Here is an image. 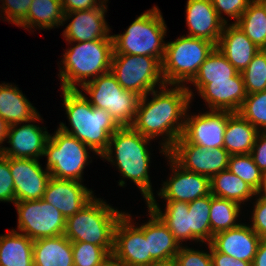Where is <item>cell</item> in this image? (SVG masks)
<instances>
[{
    "label": "cell",
    "mask_w": 266,
    "mask_h": 266,
    "mask_svg": "<svg viewBox=\"0 0 266 266\" xmlns=\"http://www.w3.org/2000/svg\"><path fill=\"white\" fill-rule=\"evenodd\" d=\"M166 86L159 87V92L152 90L140 97L132 124L144 137L155 139L156 136H166L160 151L165 156L183 133L185 115L193 98V92L185 85ZM149 94L153 95V99L148 102Z\"/></svg>",
    "instance_id": "1"
},
{
    "label": "cell",
    "mask_w": 266,
    "mask_h": 266,
    "mask_svg": "<svg viewBox=\"0 0 266 266\" xmlns=\"http://www.w3.org/2000/svg\"><path fill=\"white\" fill-rule=\"evenodd\" d=\"M62 95L71 130L63 122L58 128L76 137L101 157L108 148L110 136L120 126L106 110L93 107L79 89H62Z\"/></svg>",
    "instance_id": "2"
},
{
    "label": "cell",
    "mask_w": 266,
    "mask_h": 266,
    "mask_svg": "<svg viewBox=\"0 0 266 266\" xmlns=\"http://www.w3.org/2000/svg\"><path fill=\"white\" fill-rule=\"evenodd\" d=\"M152 140L144 137L132 126L120 127L110 136L107 150L101 156L117 166L123 178L133 181L142 192L146 203L154 197L149 177L150 151L148 142ZM114 147V148H113ZM114 149L115 159L112 155Z\"/></svg>",
    "instance_id": "3"
},
{
    "label": "cell",
    "mask_w": 266,
    "mask_h": 266,
    "mask_svg": "<svg viewBox=\"0 0 266 266\" xmlns=\"http://www.w3.org/2000/svg\"><path fill=\"white\" fill-rule=\"evenodd\" d=\"M76 43L65 51L61 61L64 66L59 69L58 75L61 89L64 90H78L76 85L82 87L111 70L113 40L99 39Z\"/></svg>",
    "instance_id": "4"
},
{
    "label": "cell",
    "mask_w": 266,
    "mask_h": 266,
    "mask_svg": "<svg viewBox=\"0 0 266 266\" xmlns=\"http://www.w3.org/2000/svg\"><path fill=\"white\" fill-rule=\"evenodd\" d=\"M99 199L93 197L77 213L66 219L64 235L71 242L102 246L112 254L115 226L125 212H119Z\"/></svg>",
    "instance_id": "5"
},
{
    "label": "cell",
    "mask_w": 266,
    "mask_h": 266,
    "mask_svg": "<svg viewBox=\"0 0 266 266\" xmlns=\"http://www.w3.org/2000/svg\"><path fill=\"white\" fill-rule=\"evenodd\" d=\"M167 27L160 9L153 6L138 16L123 34H114L113 54L152 56L162 62Z\"/></svg>",
    "instance_id": "6"
},
{
    "label": "cell",
    "mask_w": 266,
    "mask_h": 266,
    "mask_svg": "<svg viewBox=\"0 0 266 266\" xmlns=\"http://www.w3.org/2000/svg\"><path fill=\"white\" fill-rule=\"evenodd\" d=\"M215 47L216 45L208 40L187 35L167 42L161 62L165 84L174 87L185 85V82L190 83Z\"/></svg>",
    "instance_id": "7"
},
{
    "label": "cell",
    "mask_w": 266,
    "mask_h": 266,
    "mask_svg": "<svg viewBox=\"0 0 266 266\" xmlns=\"http://www.w3.org/2000/svg\"><path fill=\"white\" fill-rule=\"evenodd\" d=\"M80 92L86 91L93 107L106 110L120 127L132 126L140 96L125 90L109 71L84 84Z\"/></svg>",
    "instance_id": "8"
},
{
    "label": "cell",
    "mask_w": 266,
    "mask_h": 266,
    "mask_svg": "<svg viewBox=\"0 0 266 266\" xmlns=\"http://www.w3.org/2000/svg\"><path fill=\"white\" fill-rule=\"evenodd\" d=\"M76 137L59 128L54 135H49L44 155L47 157L46 169L56 179L77 180L82 182V173L88 165L89 152L92 150Z\"/></svg>",
    "instance_id": "9"
},
{
    "label": "cell",
    "mask_w": 266,
    "mask_h": 266,
    "mask_svg": "<svg viewBox=\"0 0 266 266\" xmlns=\"http://www.w3.org/2000/svg\"><path fill=\"white\" fill-rule=\"evenodd\" d=\"M110 71L123 89L140 97L165 85L161 62L152 56L113 54Z\"/></svg>",
    "instance_id": "10"
},
{
    "label": "cell",
    "mask_w": 266,
    "mask_h": 266,
    "mask_svg": "<svg viewBox=\"0 0 266 266\" xmlns=\"http://www.w3.org/2000/svg\"><path fill=\"white\" fill-rule=\"evenodd\" d=\"M18 214V231L33 241L64 235L66 218L42 198L15 202Z\"/></svg>",
    "instance_id": "11"
},
{
    "label": "cell",
    "mask_w": 266,
    "mask_h": 266,
    "mask_svg": "<svg viewBox=\"0 0 266 266\" xmlns=\"http://www.w3.org/2000/svg\"><path fill=\"white\" fill-rule=\"evenodd\" d=\"M168 154L184 169L211 178L228 169L230 154L224 147L208 149L187 142L182 136Z\"/></svg>",
    "instance_id": "12"
},
{
    "label": "cell",
    "mask_w": 266,
    "mask_h": 266,
    "mask_svg": "<svg viewBox=\"0 0 266 266\" xmlns=\"http://www.w3.org/2000/svg\"><path fill=\"white\" fill-rule=\"evenodd\" d=\"M131 215L124 213L114 230L113 255L125 266H160L148 254L144 232L132 224Z\"/></svg>",
    "instance_id": "13"
},
{
    "label": "cell",
    "mask_w": 266,
    "mask_h": 266,
    "mask_svg": "<svg viewBox=\"0 0 266 266\" xmlns=\"http://www.w3.org/2000/svg\"><path fill=\"white\" fill-rule=\"evenodd\" d=\"M228 110H210L198 115L186 112L182 137L189 143L213 149L224 147V134L228 117L232 114ZM188 114V115H187Z\"/></svg>",
    "instance_id": "14"
},
{
    "label": "cell",
    "mask_w": 266,
    "mask_h": 266,
    "mask_svg": "<svg viewBox=\"0 0 266 266\" xmlns=\"http://www.w3.org/2000/svg\"><path fill=\"white\" fill-rule=\"evenodd\" d=\"M172 174L169 181L163 182L158 196L167 201L192 202L210 194V178L188 171L181 167L168 153Z\"/></svg>",
    "instance_id": "15"
},
{
    "label": "cell",
    "mask_w": 266,
    "mask_h": 266,
    "mask_svg": "<svg viewBox=\"0 0 266 266\" xmlns=\"http://www.w3.org/2000/svg\"><path fill=\"white\" fill-rule=\"evenodd\" d=\"M9 168L13 177L16 202L39 200L43 197L51 178L50 172L33 158H10Z\"/></svg>",
    "instance_id": "16"
},
{
    "label": "cell",
    "mask_w": 266,
    "mask_h": 266,
    "mask_svg": "<svg viewBox=\"0 0 266 266\" xmlns=\"http://www.w3.org/2000/svg\"><path fill=\"white\" fill-rule=\"evenodd\" d=\"M107 2L102 6L82 11L65 13L63 24L71 19L63 31V36L69 44L73 42H86L93 40H113L109 35L110 28L105 20Z\"/></svg>",
    "instance_id": "17"
},
{
    "label": "cell",
    "mask_w": 266,
    "mask_h": 266,
    "mask_svg": "<svg viewBox=\"0 0 266 266\" xmlns=\"http://www.w3.org/2000/svg\"><path fill=\"white\" fill-rule=\"evenodd\" d=\"M93 197V191L87 189L80 181L51 177L42 199L58 209L67 219Z\"/></svg>",
    "instance_id": "18"
},
{
    "label": "cell",
    "mask_w": 266,
    "mask_h": 266,
    "mask_svg": "<svg viewBox=\"0 0 266 266\" xmlns=\"http://www.w3.org/2000/svg\"><path fill=\"white\" fill-rule=\"evenodd\" d=\"M19 123L12 124L9 127L7 143L11 147H4L2 155L10 158H33L39 160L44 155L45 145L49 139V133L39 125Z\"/></svg>",
    "instance_id": "19"
},
{
    "label": "cell",
    "mask_w": 266,
    "mask_h": 266,
    "mask_svg": "<svg viewBox=\"0 0 266 266\" xmlns=\"http://www.w3.org/2000/svg\"><path fill=\"white\" fill-rule=\"evenodd\" d=\"M261 240L249 225L243 223L215 234L210 244L220 253L253 263Z\"/></svg>",
    "instance_id": "20"
},
{
    "label": "cell",
    "mask_w": 266,
    "mask_h": 266,
    "mask_svg": "<svg viewBox=\"0 0 266 266\" xmlns=\"http://www.w3.org/2000/svg\"><path fill=\"white\" fill-rule=\"evenodd\" d=\"M186 22L187 36L208 40L216 46L226 24L217 15L211 0H187Z\"/></svg>",
    "instance_id": "21"
},
{
    "label": "cell",
    "mask_w": 266,
    "mask_h": 266,
    "mask_svg": "<svg viewBox=\"0 0 266 266\" xmlns=\"http://www.w3.org/2000/svg\"><path fill=\"white\" fill-rule=\"evenodd\" d=\"M199 95L207 102L209 110L238 112L247 96L241 72L230 80H212L205 84Z\"/></svg>",
    "instance_id": "22"
},
{
    "label": "cell",
    "mask_w": 266,
    "mask_h": 266,
    "mask_svg": "<svg viewBox=\"0 0 266 266\" xmlns=\"http://www.w3.org/2000/svg\"><path fill=\"white\" fill-rule=\"evenodd\" d=\"M149 221L138 226L148 240V254L160 266H172L180 244L162 219L148 207Z\"/></svg>",
    "instance_id": "23"
},
{
    "label": "cell",
    "mask_w": 266,
    "mask_h": 266,
    "mask_svg": "<svg viewBox=\"0 0 266 266\" xmlns=\"http://www.w3.org/2000/svg\"><path fill=\"white\" fill-rule=\"evenodd\" d=\"M216 47L238 72H242L260 50L235 23L224 25Z\"/></svg>",
    "instance_id": "24"
},
{
    "label": "cell",
    "mask_w": 266,
    "mask_h": 266,
    "mask_svg": "<svg viewBox=\"0 0 266 266\" xmlns=\"http://www.w3.org/2000/svg\"><path fill=\"white\" fill-rule=\"evenodd\" d=\"M0 117L9 125L41 120L36 108L13 84H0Z\"/></svg>",
    "instance_id": "25"
},
{
    "label": "cell",
    "mask_w": 266,
    "mask_h": 266,
    "mask_svg": "<svg viewBox=\"0 0 266 266\" xmlns=\"http://www.w3.org/2000/svg\"><path fill=\"white\" fill-rule=\"evenodd\" d=\"M34 266H74L72 242L59 235L33 242Z\"/></svg>",
    "instance_id": "26"
},
{
    "label": "cell",
    "mask_w": 266,
    "mask_h": 266,
    "mask_svg": "<svg viewBox=\"0 0 266 266\" xmlns=\"http://www.w3.org/2000/svg\"><path fill=\"white\" fill-rule=\"evenodd\" d=\"M259 131L238 112L228 117L224 148L230 155L250 154Z\"/></svg>",
    "instance_id": "27"
},
{
    "label": "cell",
    "mask_w": 266,
    "mask_h": 266,
    "mask_svg": "<svg viewBox=\"0 0 266 266\" xmlns=\"http://www.w3.org/2000/svg\"><path fill=\"white\" fill-rule=\"evenodd\" d=\"M33 240L16 230L0 236V266H34Z\"/></svg>",
    "instance_id": "28"
},
{
    "label": "cell",
    "mask_w": 266,
    "mask_h": 266,
    "mask_svg": "<svg viewBox=\"0 0 266 266\" xmlns=\"http://www.w3.org/2000/svg\"><path fill=\"white\" fill-rule=\"evenodd\" d=\"M165 212L161 211L155 197L147 202V207L152 209L167 225L175 240L182 245L185 240H190V214L188 202L166 201Z\"/></svg>",
    "instance_id": "29"
},
{
    "label": "cell",
    "mask_w": 266,
    "mask_h": 266,
    "mask_svg": "<svg viewBox=\"0 0 266 266\" xmlns=\"http://www.w3.org/2000/svg\"><path fill=\"white\" fill-rule=\"evenodd\" d=\"M210 193L213 196L232 200L241 205L256 196V191L228 169L210 178Z\"/></svg>",
    "instance_id": "30"
},
{
    "label": "cell",
    "mask_w": 266,
    "mask_h": 266,
    "mask_svg": "<svg viewBox=\"0 0 266 266\" xmlns=\"http://www.w3.org/2000/svg\"><path fill=\"white\" fill-rule=\"evenodd\" d=\"M64 15L61 0H33L26 19L19 26L30 30L35 27L49 30L63 26Z\"/></svg>",
    "instance_id": "31"
},
{
    "label": "cell",
    "mask_w": 266,
    "mask_h": 266,
    "mask_svg": "<svg viewBox=\"0 0 266 266\" xmlns=\"http://www.w3.org/2000/svg\"><path fill=\"white\" fill-rule=\"evenodd\" d=\"M234 23L259 49H266V6L260 0H252Z\"/></svg>",
    "instance_id": "32"
},
{
    "label": "cell",
    "mask_w": 266,
    "mask_h": 266,
    "mask_svg": "<svg viewBox=\"0 0 266 266\" xmlns=\"http://www.w3.org/2000/svg\"><path fill=\"white\" fill-rule=\"evenodd\" d=\"M238 73L224 54L215 47L190 83L199 91L205 84L212 82V80H230V78Z\"/></svg>",
    "instance_id": "33"
},
{
    "label": "cell",
    "mask_w": 266,
    "mask_h": 266,
    "mask_svg": "<svg viewBox=\"0 0 266 266\" xmlns=\"http://www.w3.org/2000/svg\"><path fill=\"white\" fill-rule=\"evenodd\" d=\"M190 214V239L211 243L210 207L211 193L188 203Z\"/></svg>",
    "instance_id": "34"
},
{
    "label": "cell",
    "mask_w": 266,
    "mask_h": 266,
    "mask_svg": "<svg viewBox=\"0 0 266 266\" xmlns=\"http://www.w3.org/2000/svg\"><path fill=\"white\" fill-rule=\"evenodd\" d=\"M241 206L235 201L216 197L211 194L210 225L211 241L215 234L237 227Z\"/></svg>",
    "instance_id": "35"
},
{
    "label": "cell",
    "mask_w": 266,
    "mask_h": 266,
    "mask_svg": "<svg viewBox=\"0 0 266 266\" xmlns=\"http://www.w3.org/2000/svg\"><path fill=\"white\" fill-rule=\"evenodd\" d=\"M228 170L241 178L256 192L260 189L264 174L254 163L251 154L230 155Z\"/></svg>",
    "instance_id": "36"
},
{
    "label": "cell",
    "mask_w": 266,
    "mask_h": 266,
    "mask_svg": "<svg viewBox=\"0 0 266 266\" xmlns=\"http://www.w3.org/2000/svg\"><path fill=\"white\" fill-rule=\"evenodd\" d=\"M238 113L259 132H266V90L247 94Z\"/></svg>",
    "instance_id": "37"
},
{
    "label": "cell",
    "mask_w": 266,
    "mask_h": 266,
    "mask_svg": "<svg viewBox=\"0 0 266 266\" xmlns=\"http://www.w3.org/2000/svg\"><path fill=\"white\" fill-rule=\"evenodd\" d=\"M247 94L266 90V49H260L241 72Z\"/></svg>",
    "instance_id": "38"
},
{
    "label": "cell",
    "mask_w": 266,
    "mask_h": 266,
    "mask_svg": "<svg viewBox=\"0 0 266 266\" xmlns=\"http://www.w3.org/2000/svg\"><path fill=\"white\" fill-rule=\"evenodd\" d=\"M74 266H99L111 254L102 246L72 242Z\"/></svg>",
    "instance_id": "39"
},
{
    "label": "cell",
    "mask_w": 266,
    "mask_h": 266,
    "mask_svg": "<svg viewBox=\"0 0 266 266\" xmlns=\"http://www.w3.org/2000/svg\"><path fill=\"white\" fill-rule=\"evenodd\" d=\"M172 266H212L210 253L180 246Z\"/></svg>",
    "instance_id": "40"
},
{
    "label": "cell",
    "mask_w": 266,
    "mask_h": 266,
    "mask_svg": "<svg viewBox=\"0 0 266 266\" xmlns=\"http://www.w3.org/2000/svg\"><path fill=\"white\" fill-rule=\"evenodd\" d=\"M4 19L19 26L27 16L33 0H1Z\"/></svg>",
    "instance_id": "41"
},
{
    "label": "cell",
    "mask_w": 266,
    "mask_h": 266,
    "mask_svg": "<svg viewBox=\"0 0 266 266\" xmlns=\"http://www.w3.org/2000/svg\"><path fill=\"white\" fill-rule=\"evenodd\" d=\"M0 201L16 202L13 177L9 168V157L0 154Z\"/></svg>",
    "instance_id": "42"
},
{
    "label": "cell",
    "mask_w": 266,
    "mask_h": 266,
    "mask_svg": "<svg viewBox=\"0 0 266 266\" xmlns=\"http://www.w3.org/2000/svg\"><path fill=\"white\" fill-rule=\"evenodd\" d=\"M217 15L225 22L222 13L236 21L241 17L252 0H211Z\"/></svg>",
    "instance_id": "43"
},
{
    "label": "cell",
    "mask_w": 266,
    "mask_h": 266,
    "mask_svg": "<svg viewBox=\"0 0 266 266\" xmlns=\"http://www.w3.org/2000/svg\"><path fill=\"white\" fill-rule=\"evenodd\" d=\"M250 226L262 239H266V200L256 198Z\"/></svg>",
    "instance_id": "44"
},
{
    "label": "cell",
    "mask_w": 266,
    "mask_h": 266,
    "mask_svg": "<svg viewBox=\"0 0 266 266\" xmlns=\"http://www.w3.org/2000/svg\"><path fill=\"white\" fill-rule=\"evenodd\" d=\"M256 166L266 174V132H259L251 150Z\"/></svg>",
    "instance_id": "45"
},
{
    "label": "cell",
    "mask_w": 266,
    "mask_h": 266,
    "mask_svg": "<svg viewBox=\"0 0 266 266\" xmlns=\"http://www.w3.org/2000/svg\"><path fill=\"white\" fill-rule=\"evenodd\" d=\"M212 266H252L251 262L235 259L229 255L218 252L211 244H208Z\"/></svg>",
    "instance_id": "46"
},
{
    "label": "cell",
    "mask_w": 266,
    "mask_h": 266,
    "mask_svg": "<svg viewBox=\"0 0 266 266\" xmlns=\"http://www.w3.org/2000/svg\"><path fill=\"white\" fill-rule=\"evenodd\" d=\"M64 13L90 10L102 6L108 0H61ZM98 2V3H97Z\"/></svg>",
    "instance_id": "47"
},
{
    "label": "cell",
    "mask_w": 266,
    "mask_h": 266,
    "mask_svg": "<svg viewBox=\"0 0 266 266\" xmlns=\"http://www.w3.org/2000/svg\"><path fill=\"white\" fill-rule=\"evenodd\" d=\"M252 266H266V239L260 241Z\"/></svg>",
    "instance_id": "48"
},
{
    "label": "cell",
    "mask_w": 266,
    "mask_h": 266,
    "mask_svg": "<svg viewBox=\"0 0 266 266\" xmlns=\"http://www.w3.org/2000/svg\"><path fill=\"white\" fill-rule=\"evenodd\" d=\"M10 125L0 117V154L3 151V142L7 140Z\"/></svg>",
    "instance_id": "49"
},
{
    "label": "cell",
    "mask_w": 266,
    "mask_h": 266,
    "mask_svg": "<svg viewBox=\"0 0 266 266\" xmlns=\"http://www.w3.org/2000/svg\"><path fill=\"white\" fill-rule=\"evenodd\" d=\"M99 266H125V265L119 259H117L113 254H111Z\"/></svg>",
    "instance_id": "50"
},
{
    "label": "cell",
    "mask_w": 266,
    "mask_h": 266,
    "mask_svg": "<svg viewBox=\"0 0 266 266\" xmlns=\"http://www.w3.org/2000/svg\"><path fill=\"white\" fill-rule=\"evenodd\" d=\"M256 195H258L261 199L266 200V174H264L260 189L256 192Z\"/></svg>",
    "instance_id": "51"
},
{
    "label": "cell",
    "mask_w": 266,
    "mask_h": 266,
    "mask_svg": "<svg viewBox=\"0 0 266 266\" xmlns=\"http://www.w3.org/2000/svg\"><path fill=\"white\" fill-rule=\"evenodd\" d=\"M266 6V0H260Z\"/></svg>",
    "instance_id": "52"
}]
</instances>
